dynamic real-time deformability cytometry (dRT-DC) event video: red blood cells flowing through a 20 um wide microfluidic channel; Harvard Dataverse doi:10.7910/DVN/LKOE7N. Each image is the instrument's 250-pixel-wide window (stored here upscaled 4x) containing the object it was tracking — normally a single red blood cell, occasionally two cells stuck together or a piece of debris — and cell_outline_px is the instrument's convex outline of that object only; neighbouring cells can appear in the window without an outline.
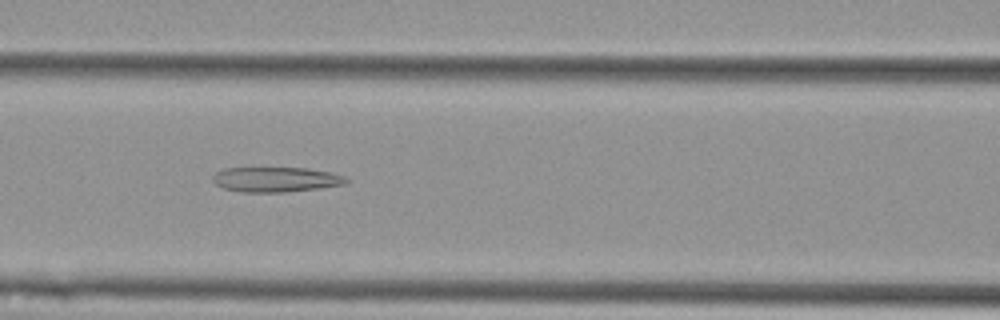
{"species": "Egyptian fruit bat (a non-hibernating species)", "species_latin": "Rousettus aegyptiacus", "temperature_condition": "cold", "stored_images_in_passage": 55, "camera_frame_rate_fps": 3000, "um_per_image_px": 0.085, "animal": {"sex": "female"}, "frame": {"image": 1, "passage_image": 24, "time_ms": 7.667, "image_size_px": [1000, 320], "cell_outline_px": [[348, 180], [344, 184], [320, 188], [284, 192], [240, 192], [224, 188], [216, 184], [212, 180], [212, 176], [216, 172], [224, 168], [308, 168], [332, 172], [344, 176]], "centroid_in_image_um": [23.43, 15.25], "position_along_channel_um": 143.2, "area_um2": 19.42}}
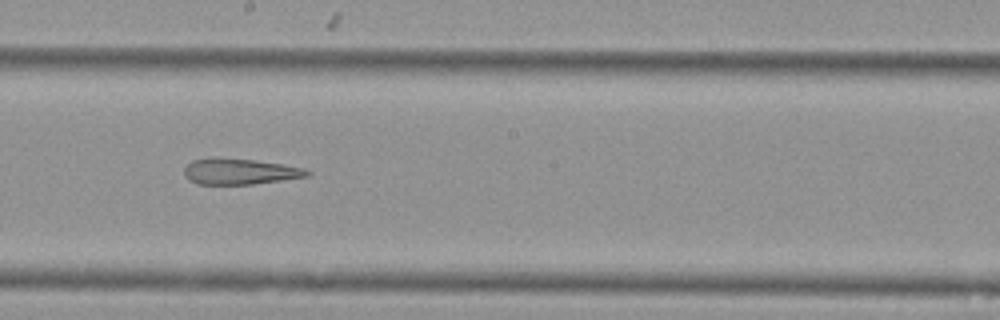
{"frame": {"image": 2, "passage_image": 31, "time_ms": 10.0, "image_size_px": [1000, 320], "cell_outline_px": [[312, 172], [308, 176], [252, 184], [196, 184], [188, 180], [184, 176], [184, 168], [192, 160], [256, 160], [284, 164], [304, 168]], "centroid_in_image_um": [20.42, 14.61], "position_along_channel_um": 227.8, "area_um2": 17.92}}
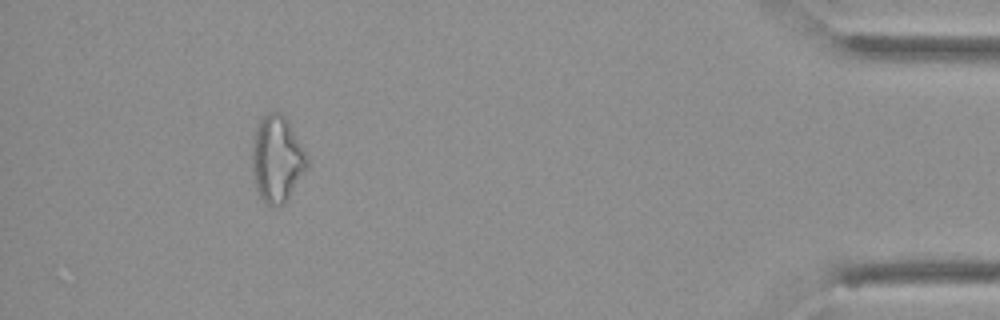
{"frame": {"image": 3, "passage_image": 51, "time_ms": 16.667, "image_size_px": [1000, 320], "cell_outline_px": [[308, 168], [284, 204], [272, 208], [264, 200], [256, 188], [252, 168], [252, 148], [256, 128], [260, 120], [268, 112], [280, 112], [288, 120], [304, 148], [308, 156]], "centroid_in_image_um": [23.57, 13.52], "position_along_channel_um": 411.6, "area_um2": 27.69}, "authors_computed_cell_mechanics": {"area_um2": 24.3916, "velocity_mm_per_s": 3.6497, "shape_relaxation_time_tau1_ms": null, "shape_relaxation_time_tau2_ms": 7.4886, "deformation_change_tau1": null, "deformation_change_tau2": 0.2439}}